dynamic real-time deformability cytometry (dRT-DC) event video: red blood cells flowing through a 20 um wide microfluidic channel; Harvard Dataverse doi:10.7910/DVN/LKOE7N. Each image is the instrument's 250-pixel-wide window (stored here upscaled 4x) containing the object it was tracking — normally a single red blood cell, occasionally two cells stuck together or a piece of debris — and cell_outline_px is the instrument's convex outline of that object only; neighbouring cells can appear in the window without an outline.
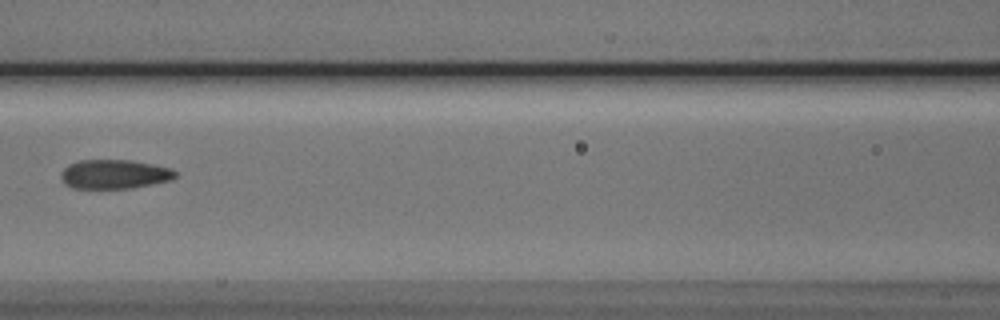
{"species": "Egyptian fruit bat (a non-hibernating species)", "species_latin": "Rousettus aegyptiacus", "temperature_condition": "cold", "stored_images_in_passage": 9, "camera_frame_rate_fps": 3000, "um_per_image_px": 0.085, "animal": {"sex": "male"}, "frame": {"image": 1, "passage_image": 6, "time_ms": 7.0, "image_size_px": [1000, 320], "cell_outline_px": [[176, 176], [172, 180], [132, 188], [72, 188], [64, 184], [60, 176], [64, 168], [68, 164], [80, 160], [132, 160], [152, 164], [168, 168], [176, 172]], "centroid_in_image_um": [9.69, 14.81], "position_along_channel_um": 156.9, "area_um2": 19.42}}
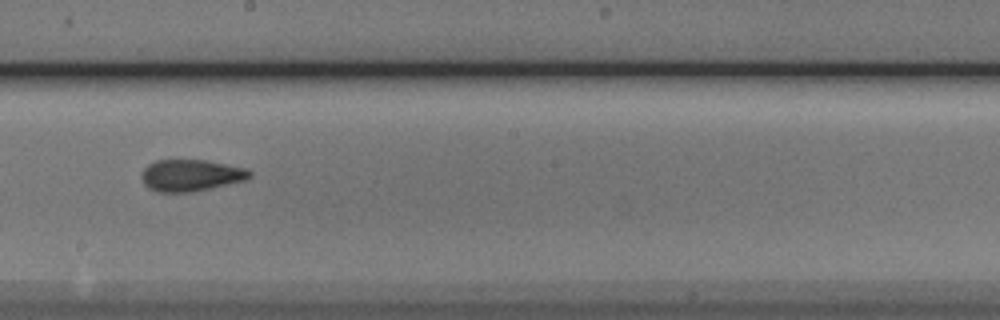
{"frame": {"image": 2, "passage_image": 8, "time_ms": 9.0, "image_size_px": [1000, 320], "cell_outline_px": [[252, 176], [244, 180], [192, 192], [156, 192], [148, 188], [144, 184], [140, 176], [140, 172], [148, 164], [156, 160], [204, 160], [244, 168], [252, 172]], "centroid_in_image_um": [16.15, 14.91], "position_along_channel_um": 232.0, "area_um2": 19.88}}
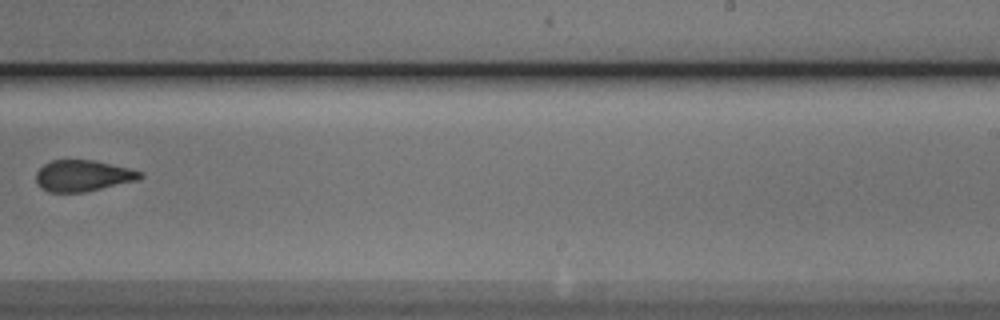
{"frame": {"image": 3, "passage_image": 9, "time_ms": 10.333, "image_size_px": [1000, 320], "cell_outline_px": [[144, 176], [140, 180], [84, 192], [48, 192], [40, 188], [36, 180], [36, 172], [44, 164], [52, 160], [92, 160], [128, 168], [144, 172]], "centroid_in_image_um": [7.06, 14.94], "position_along_channel_um": 281.9, "area_um2": 19.02}}